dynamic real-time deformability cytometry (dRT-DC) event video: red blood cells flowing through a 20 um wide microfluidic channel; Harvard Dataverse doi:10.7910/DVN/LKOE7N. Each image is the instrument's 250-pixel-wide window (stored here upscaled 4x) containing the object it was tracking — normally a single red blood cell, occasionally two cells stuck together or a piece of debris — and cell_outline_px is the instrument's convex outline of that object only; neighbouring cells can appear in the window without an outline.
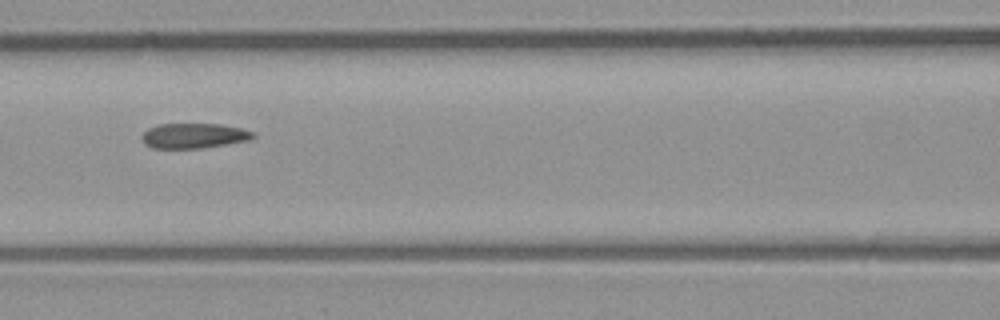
{"species": "common noctule bat (a hibernating species)", "species_latin": "Nyctalus noctula", "temperature_condition": "room temperature", "stored_images_in_passage": 5, "camera_frame_rate_fps": 3000, "um_per_image_px": 0.085, "animal": {"sex": "male", "body_mass_g": 23.1, "forearm_length_mm": 52.7}, "frame": {"image": 1, "passage_image": 4, "time_ms": 1.0, "image_size_px": [1000, 320], "cell_outline_px": [[256, 136], [248, 140], [228, 144], [204, 148], [152, 148], [144, 144], [140, 136], [148, 128], [160, 124], [220, 124], [240, 128], [252, 132]], "centroid_in_image_um": [16.44, 11.54], "position_along_channel_um": 150.2, "area_um2": 16.24}}